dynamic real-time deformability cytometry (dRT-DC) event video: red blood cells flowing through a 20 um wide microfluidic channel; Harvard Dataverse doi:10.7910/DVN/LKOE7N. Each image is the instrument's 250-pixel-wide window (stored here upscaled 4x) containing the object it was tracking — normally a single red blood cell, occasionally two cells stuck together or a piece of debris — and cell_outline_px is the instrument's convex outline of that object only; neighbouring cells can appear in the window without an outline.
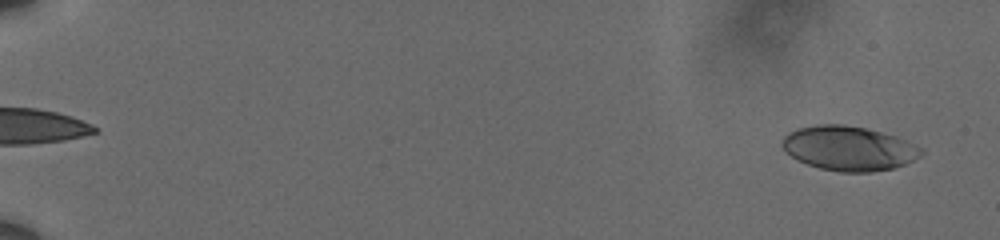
{"species": "human", "species_latin": "Homo sapiens", "temperature_condition": "cold", "stored_images_in_passage": 60, "camera_frame_rate_fps": 3000, "um_per_image_px": 0.085, "donor": {"sex": "male"}, "frame": {"image": 1, "passage_image": 3, "time_ms": 0.667, "image_size_px": [1000, 240], "cell_outline_px": [[924, 152], [920, 156], [904, 164], [892, 168], [872, 172], [840, 172], [820, 168], [796, 160], [780, 144], [780, 140], [788, 132], [796, 128], [816, 124], [844, 124], [864, 128], [880, 132], [904, 140], [924, 148]], "centroid_in_image_um": [72.1, 12.6], "position_along_channel_um": 12.9, "area_um2": 35.95}}
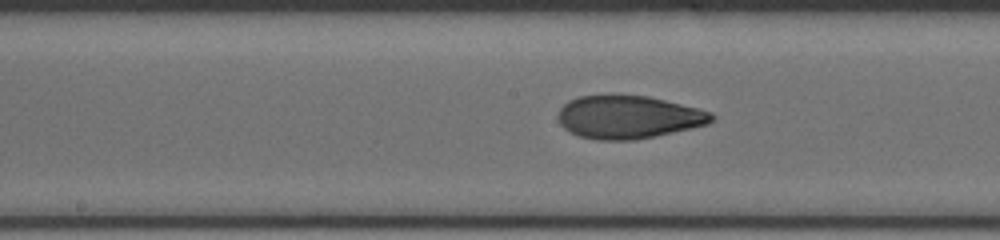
{"frame": {"image": 2, "passage_image": 34, "time_ms": 11.0, "image_size_px": [1000, 240], "cell_outline_px": [[716, 120], [708, 124], [692, 128], [636, 140], [596, 140], [580, 136], [564, 128], [560, 124], [556, 116], [560, 108], [568, 100], [580, 96], [612, 92], [648, 96], [700, 108], [712, 112], [716, 116]], "centroid_in_image_um": [53.42, 9.91], "position_along_channel_um": 194.8, "area_um2": 39.54}}
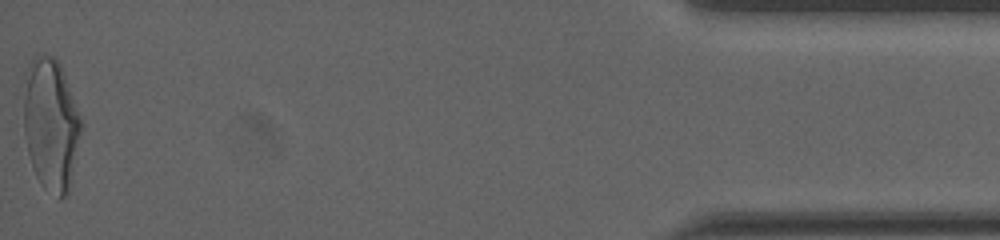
{"frame": {"image": 3, "passage_image": 60, "time_ms": 19.667, "image_size_px": [1000, 240], "cell_outline_px": [[80, 132], [68, 196], [60, 196], [44, 188], [40, 184], [32, 168], [28, 152], [24, 132], [24, 72], [32, 56], [52, 56], [60, 64], [80, 116]], "centroid_in_image_um": [4.28, 10.55], "position_along_channel_um": 430.9, "area_um2": 43.75}, "authors_computed_cell_mechanics": {"area_um2": 37.8879, "velocity_mm_per_s": 3.6124, "shape_relaxation_time_tau1_ms": 6.7561, "shape_relaxation_time_tau2_ms": 1.7539, "deformation_change_tau1": 0.2313, "deformation_change_tau2": 0.0765}}